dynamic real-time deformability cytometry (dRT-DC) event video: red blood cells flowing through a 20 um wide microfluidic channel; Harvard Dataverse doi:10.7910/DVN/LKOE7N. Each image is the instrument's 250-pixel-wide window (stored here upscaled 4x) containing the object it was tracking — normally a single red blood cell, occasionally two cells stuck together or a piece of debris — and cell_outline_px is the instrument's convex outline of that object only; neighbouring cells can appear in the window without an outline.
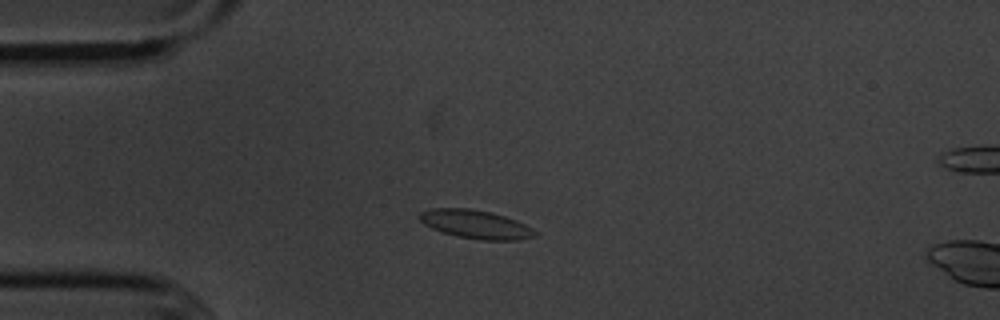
{"species": "common noctule bat (a hibernating species)", "species_latin": "Nyctalus noctula", "temperature_condition": "cold", "stored_images_in_passage": 3, "camera_frame_rate_fps": 3000, "um_per_image_px": 0.085, "animal": {"sex": "male", "body_mass_g": 20.1, "forearm_length_mm": 53.5}, "frame": {"image": 1, "passage_image": 2, "time_ms": 1.0, "image_size_px": [1000, 320], "cell_outline_px": [[536, 236], [520, 240], [480, 240], [456, 236], [432, 228], [424, 224], [416, 216], [420, 212], [432, 208], [468, 208], [492, 212], [516, 220], [532, 228], [536, 232]], "centroid_in_image_um": [40.42, 19.06], "position_along_channel_um": 44.6, "area_um2": 19.25}}